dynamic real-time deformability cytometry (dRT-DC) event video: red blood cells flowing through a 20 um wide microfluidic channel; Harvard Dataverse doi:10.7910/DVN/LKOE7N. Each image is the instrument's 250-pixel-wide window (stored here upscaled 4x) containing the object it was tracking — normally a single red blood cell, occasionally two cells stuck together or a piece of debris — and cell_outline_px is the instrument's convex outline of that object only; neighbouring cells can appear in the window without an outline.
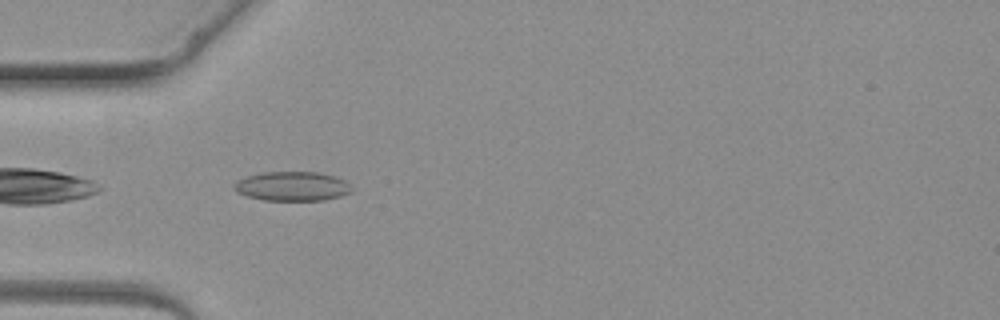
{"species": "common noctule bat (a hibernating species)", "species_latin": "Nyctalus noctula", "temperature_condition": "warm", "stored_images_in_passage": 2, "camera_frame_rate_fps": 3000, "um_per_image_px": 0.085, "animal": {"sex": "female", "body_mass_g": 19.3, "forearm_length_mm": 54.1}, "frame": {"image": 1, "passage_image": 2, "time_ms": 1.0, "image_size_px": [1000, 320], "cell_outline_px": [[352, 188], [348, 192], [340, 196], [324, 200], [264, 200], [248, 196], [236, 192], [232, 188], [232, 184], [236, 180], [260, 172], [316, 172], [336, 176], [344, 180]], "centroid_in_image_um": [24.78, 15.82], "position_along_channel_um": 60.2, "area_um2": 20.06}}